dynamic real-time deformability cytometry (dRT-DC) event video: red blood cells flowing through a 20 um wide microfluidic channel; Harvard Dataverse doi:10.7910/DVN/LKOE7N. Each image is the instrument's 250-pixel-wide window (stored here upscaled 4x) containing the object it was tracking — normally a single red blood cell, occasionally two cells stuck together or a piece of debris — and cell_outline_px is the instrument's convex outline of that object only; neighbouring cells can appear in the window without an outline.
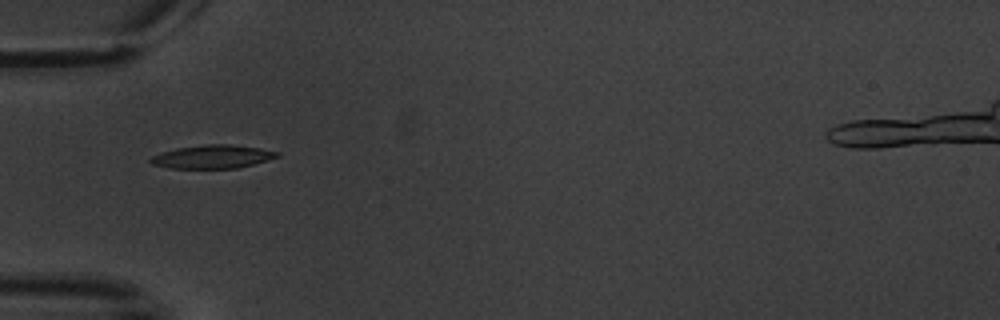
{"species": "common noctule bat (a hibernating species)", "species_latin": "Nyctalus noctula", "temperature_condition": "warm", "stored_images_in_passage": 9, "camera_frame_rate_fps": 3000, "um_per_image_px": 0.085, "animal": {"sex": "male", "body_mass_g": 20.1, "forearm_length_mm": 53.5}, "frame": {"image": 1, "passage_image": 4, "time_ms": 6.333, "image_size_px": [1000, 320], "cell_outline_px": [[280, 156], [268, 160], [236, 168], [172, 168], [152, 164], [148, 160], [152, 156], [160, 152], [176, 148], [204, 144], [228, 144], [260, 148], [280, 152]], "centroid_in_image_um": [18.05, 13.31], "position_along_channel_um": 66.9, "area_um2": 17.22}}
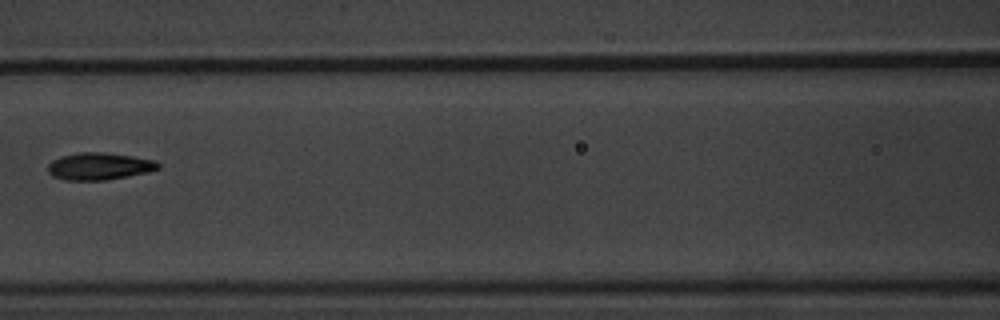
{"frame": {"image": 2, "passage_image": 6, "time_ms": 9.0, "image_size_px": [1000, 320], "cell_outline_px": [[160, 168], [148, 172], [104, 180], [64, 180], [52, 176], [48, 172], [48, 164], [52, 160], [60, 156], [80, 152], [104, 152], [132, 156], [152, 160], [160, 164]], "centroid_in_image_um": [8.39, 14.13], "position_along_channel_um": 158.2, "area_um2": 17.4}}
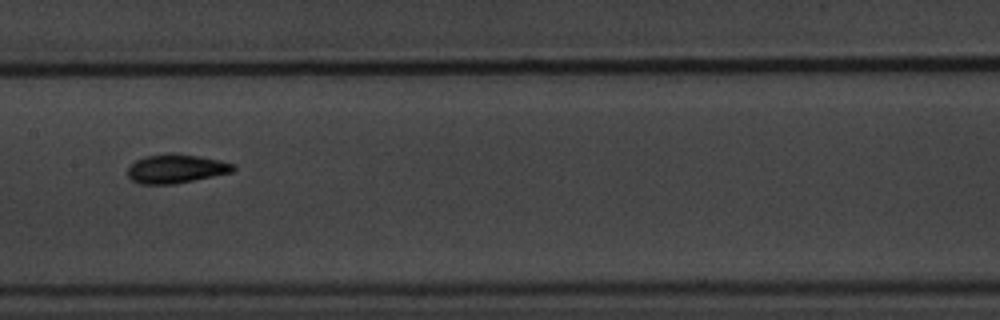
{"frame": {"image": 3, "passage_image": 7, "time_ms": 10.0, "image_size_px": [1000, 320], "cell_outline_px": [[236, 168], [232, 172], [172, 184], [140, 184], [132, 180], [128, 176], [128, 168], [136, 160], [144, 156], [168, 152], [200, 156], [220, 160], [236, 164]], "centroid_in_image_um": [14.96, 14.32], "position_along_channel_um": 192.4, "area_um2": 17.8}}